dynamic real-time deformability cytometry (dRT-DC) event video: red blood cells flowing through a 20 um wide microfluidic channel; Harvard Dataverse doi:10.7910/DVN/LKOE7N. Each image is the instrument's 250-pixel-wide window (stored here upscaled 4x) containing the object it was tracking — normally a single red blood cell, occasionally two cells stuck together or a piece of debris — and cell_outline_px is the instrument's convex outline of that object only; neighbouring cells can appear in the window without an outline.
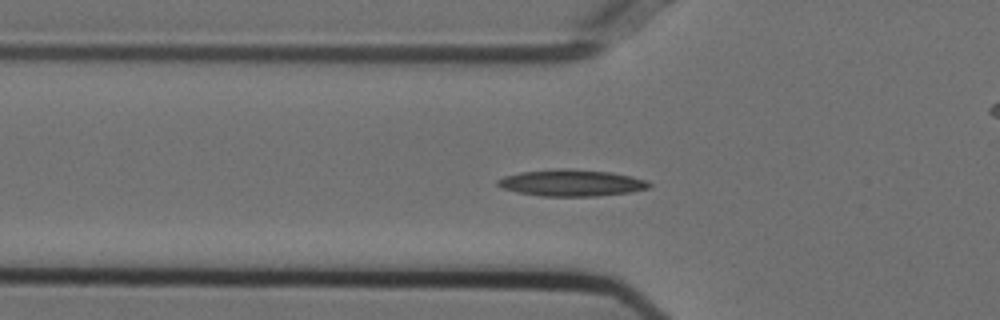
{"species": "Egyptian fruit bat (a non-hibernating species)", "species_latin": "Rousettus aegyptiacus", "temperature_condition": "cold", "stored_images_in_passage": 55, "camera_frame_rate_fps": 3000, "um_per_image_px": 0.085, "animal": {"sex": "female"}, "frame": {"image": 1, "passage_image": 18, "time_ms": 5.667, "image_size_px": [1000, 320], "cell_outline_px": [[652, 184], [648, 188], [632, 192], [596, 196], [544, 196], [516, 192], [504, 188], [496, 184], [496, 180], [504, 176], [520, 172], [560, 168], [568, 168], [612, 172], [632, 176], [648, 180]], "centroid_in_image_um": [48.61, 15.53], "position_along_channel_um": 77.2, "area_um2": 23.64}}
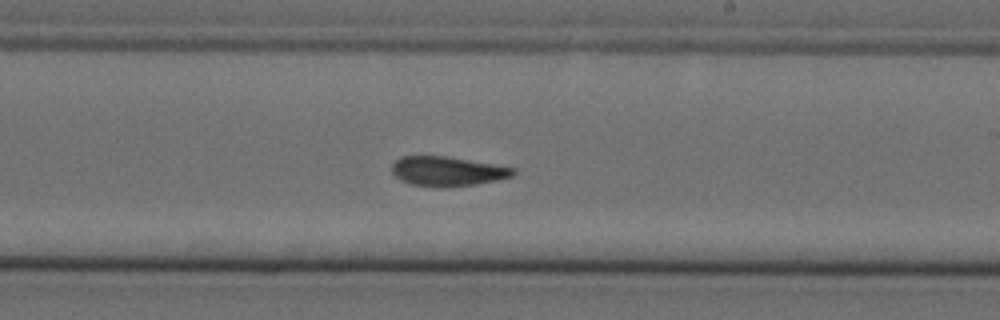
{"frame": {"image": 2, "passage_image": 32, "time_ms": 10.333, "image_size_px": [1000, 320], "cell_outline_px": [[516, 172], [512, 176], [496, 180], [476, 184], [444, 188], [440, 188], [408, 184], [400, 180], [392, 172], [392, 164], [400, 156], [444, 156], [516, 168]], "centroid_in_image_um": [37.99, 14.57], "position_along_channel_um": 251.0, "area_um2": 20.92}}
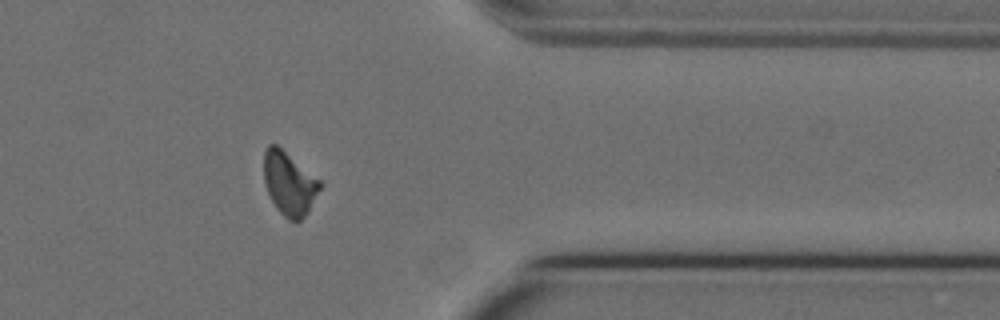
{"frame": {"image": 3, "passage_image": 44, "time_ms": 14.333, "image_size_px": [1000, 320], "cell_outline_px": [[324, 184], [308, 212], [296, 224], [288, 220], [276, 208], [268, 192], [264, 180], [264, 152], [268, 144], [276, 144], [320, 180]], "centroid_in_image_um": [24.6, 15.62], "position_along_channel_um": 386.8, "area_um2": 20.75}, "authors_computed_cell_mechanics": {"area_um2": 20.9814, "velocity_mm_per_s": 3.7156, "shape_relaxation_time_tau1_ms": 8.5055, "shape_relaxation_time_tau2_ms": 3.1294, "deformation_change_tau1": 0.2091, "deformation_change_tau2": 0.1065}}